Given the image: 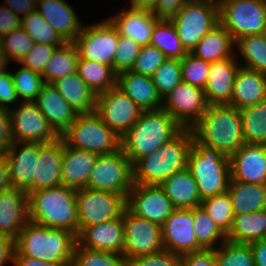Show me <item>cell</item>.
I'll return each mask as SVG.
<instances>
[{"mask_svg":"<svg viewBox=\"0 0 266 266\" xmlns=\"http://www.w3.org/2000/svg\"><path fill=\"white\" fill-rule=\"evenodd\" d=\"M160 97L167 96L181 81V60L167 58L151 76Z\"/></svg>","mask_w":266,"mask_h":266,"instance_id":"7dc6e473","label":"cell"},{"mask_svg":"<svg viewBox=\"0 0 266 266\" xmlns=\"http://www.w3.org/2000/svg\"><path fill=\"white\" fill-rule=\"evenodd\" d=\"M44 143L12 142L4 156L8 167L12 188L29 194L35 191V168L39 158V148Z\"/></svg>","mask_w":266,"mask_h":266,"instance_id":"ac0fdd59","label":"cell"},{"mask_svg":"<svg viewBox=\"0 0 266 266\" xmlns=\"http://www.w3.org/2000/svg\"><path fill=\"white\" fill-rule=\"evenodd\" d=\"M155 0H130L129 7H126L131 10H147L152 11Z\"/></svg>","mask_w":266,"mask_h":266,"instance_id":"003e7915","label":"cell"},{"mask_svg":"<svg viewBox=\"0 0 266 266\" xmlns=\"http://www.w3.org/2000/svg\"><path fill=\"white\" fill-rule=\"evenodd\" d=\"M227 192L234 215L266 209V185L244 183L230 178Z\"/></svg>","mask_w":266,"mask_h":266,"instance_id":"836d02e7","label":"cell"},{"mask_svg":"<svg viewBox=\"0 0 266 266\" xmlns=\"http://www.w3.org/2000/svg\"><path fill=\"white\" fill-rule=\"evenodd\" d=\"M116 87L134 101L142 111L162 108V98L150 76L125 70L117 73Z\"/></svg>","mask_w":266,"mask_h":266,"instance_id":"484cf974","label":"cell"},{"mask_svg":"<svg viewBox=\"0 0 266 266\" xmlns=\"http://www.w3.org/2000/svg\"><path fill=\"white\" fill-rule=\"evenodd\" d=\"M33 39L20 26L0 39V44L7 59L19 63L34 45Z\"/></svg>","mask_w":266,"mask_h":266,"instance_id":"c3c4849f","label":"cell"},{"mask_svg":"<svg viewBox=\"0 0 266 266\" xmlns=\"http://www.w3.org/2000/svg\"><path fill=\"white\" fill-rule=\"evenodd\" d=\"M255 266H266V241L260 240L250 243Z\"/></svg>","mask_w":266,"mask_h":266,"instance_id":"be15d7a7","label":"cell"},{"mask_svg":"<svg viewBox=\"0 0 266 266\" xmlns=\"http://www.w3.org/2000/svg\"><path fill=\"white\" fill-rule=\"evenodd\" d=\"M265 234L266 209L234 215L232 227L226 235V240L239 244H250L262 240Z\"/></svg>","mask_w":266,"mask_h":266,"instance_id":"e575fe53","label":"cell"},{"mask_svg":"<svg viewBox=\"0 0 266 266\" xmlns=\"http://www.w3.org/2000/svg\"><path fill=\"white\" fill-rule=\"evenodd\" d=\"M143 111L117 87L96 96L95 113L120 139L136 123Z\"/></svg>","mask_w":266,"mask_h":266,"instance_id":"9a60e30c","label":"cell"},{"mask_svg":"<svg viewBox=\"0 0 266 266\" xmlns=\"http://www.w3.org/2000/svg\"><path fill=\"white\" fill-rule=\"evenodd\" d=\"M98 154L66 146L63 142L61 184L79 190L86 188Z\"/></svg>","mask_w":266,"mask_h":266,"instance_id":"f1b7e54d","label":"cell"},{"mask_svg":"<svg viewBox=\"0 0 266 266\" xmlns=\"http://www.w3.org/2000/svg\"><path fill=\"white\" fill-rule=\"evenodd\" d=\"M36 10L65 42H74L83 29L80 18L65 0H37Z\"/></svg>","mask_w":266,"mask_h":266,"instance_id":"603a6c76","label":"cell"},{"mask_svg":"<svg viewBox=\"0 0 266 266\" xmlns=\"http://www.w3.org/2000/svg\"><path fill=\"white\" fill-rule=\"evenodd\" d=\"M33 102L59 136L69 128L78 116L76 111L60 95L57 88L50 83L43 85Z\"/></svg>","mask_w":266,"mask_h":266,"instance_id":"d4e9b609","label":"cell"},{"mask_svg":"<svg viewBox=\"0 0 266 266\" xmlns=\"http://www.w3.org/2000/svg\"><path fill=\"white\" fill-rule=\"evenodd\" d=\"M20 26L29 34L35 43L57 46H62L65 43L37 10L21 18Z\"/></svg>","mask_w":266,"mask_h":266,"instance_id":"7bdbcfd3","label":"cell"},{"mask_svg":"<svg viewBox=\"0 0 266 266\" xmlns=\"http://www.w3.org/2000/svg\"><path fill=\"white\" fill-rule=\"evenodd\" d=\"M108 19L116 27L119 35L133 39L140 46L150 45L153 27L159 20L152 11L124 7Z\"/></svg>","mask_w":266,"mask_h":266,"instance_id":"4316f807","label":"cell"},{"mask_svg":"<svg viewBox=\"0 0 266 266\" xmlns=\"http://www.w3.org/2000/svg\"><path fill=\"white\" fill-rule=\"evenodd\" d=\"M76 242V235L71 231L49 228L28 220L14 240L13 256H29L71 266Z\"/></svg>","mask_w":266,"mask_h":266,"instance_id":"6da1fadb","label":"cell"},{"mask_svg":"<svg viewBox=\"0 0 266 266\" xmlns=\"http://www.w3.org/2000/svg\"><path fill=\"white\" fill-rule=\"evenodd\" d=\"M170 21L176 28L182 46L187 52H191L197 43L219 23L218 5L188 0Z\"/></svg>","mask_w":266,"mask_h":266,"instance_id":"30bf717a","label":"cell"},{"mask_svg":"<svg viewBox=\"0 0 266 266\" xmlns=\"http://www.w3.org/2000/svg\"><path fill=\"white\" fill-rule=\"evenodd\" d=\"M12 142L9 112L0 108V155L5 154Z\"/></svg>","mask_w":266,"mask_h":266,"instance_id":"91938a15","label":"cell"},{"mask_svg":"<svg viewBox=\"0 0 266 266\" xmlns=\"http://www.w3.org/2000/svg\"><path fill=\"white\" fill-rule=\"evenodd\" d=\"M182 129L163 108L143 111L136 123L121 138V148L134 164L140 158L157 151Z\"/></svg>","mask_w":266,"mask_h":266,"instance_id":"3957f363","label":"cell"},{"mask_svg":"<svg viewBox=\"0 0 266 266\" xmlns=\"http://www.w3.org/2000/svg\"><path fill=\"white\" fill-rule=\"evenodd\" d=\"M11 188L8 167L4 155H0V192Z\"/></svg>","mask_w":266,"mask_h":266,"instance_id":"03108f58","label":"cell"},{"mask_svg":"<svg viewBox=\"0 0 266 266\" xmlns=\"http://www.w3.org/2000/svg\"><path fill=\"white\" fill-rule=\"evenodd\" d=\"M166 59L157 47L152 45L141 46L131 71L151 77Z\"/></svg>","mask_w":266,"mask_h":266,"instance_id":"f907efd6","label":"cell"},{"mask_svg":"<svg viewBox=\"0 0 266 266\" xmlns=\"http://www.w3.org/2000/svg\"><path fill=\"white\" fill-rule=\"evenodd\" d=\"M78 234L88 226L99 225L122 216L127 207L126 198L91 188L76 190Z\"/></svg>","mask_w":266,"mask_h":266,"instance_id":"8fae6325","label":"cell"},{"mask_svg":"<svg viewBox=\"0 0 266 266\" xmlns=\"http://www.w3.org/2000/svg\"><path fill=\"white\" fill-rule=\"evenodd\" d=\"M187 169L196 180L201 199L227 192L230 158L193 139L187 159Z\"/></svg>","mask_w":266,"mask_h":266,"instance_id":"8992f818","label":"cell"},{"mask_svg":"<svg viewBox=\"0 0 266 266\" xmlns=\"http://www.w3.org/2000/svg\"><path fill=\"white\" fill-rule=\"evenodd\" d=\"M133 185V164L120 148L112 154L97 156L86 188L119 193L127 199Z\"/></svg>","mask_w":266,"mask_h":266,"instance_id":"9c48e42d","label":"cell"},{"mask_svg":"<svg viewBox=\"0 0 266 266\" xmlns=\"http://www.w3.org/2000/svg\"><path fill=\"white\" fill-rule=\"evenodd\" d=\"M183 266H216L215 250H202L182 255Z\"/></svg>","mask_w":266,"mask_h":266,"instance_id":"6f0895ef","label":"cell"},{"mask_svg":"<svg viewBox=\"0 0 266 266\" xmlns=\"http://www.w3.org/2000/svg\"><path fill=\"white\" fill-rule=\"evenodd\" d=\"M14 240L0 233V266L13 264Z\"/></svg>","mask_w":266,"mask_h":266,"instance_id":"6125c7cd","label":"cell"},{"mask_svg":"<svg viewBox=\"0 0 266 266\" xmlns=\"http://www.w3.org/2000/svg\"><path fill=\"white\" fill-rule=\"evenodd\" d=\"M266 100V74L240 66L236 72L230 104L238 110Z\"/></svg>","mask_w":266,"mask_h":266,"instance_id":"83f0119b","label":"cell"},{"mask_svg":"<svg viewBox=\"0 0 266 266\" xmlns=\"http://www.w3.org/2000/svg\"><path fill=\"white\" fill-rule=\"evenodd\" d=\"M235 48V56L243 60L238 59L240 66L266 74V33L241 37L235 41Z\"/></svg>","mask_w":266,"mask_h":266,"instance_id":"8d00e7d4","label":"cell"},{"mask_svg":"<svg viewBox=\"0 0 266 266\" xmlns=\"http://www.w3.org/2000/svg\"><path fill=\"white\" fill-rule=\"evenodd\" d=\"M13 266H61L29 256H13Z\"/></svg>","mask_w":266,"mask_h":266,"instance_id":"e7e4bbea","label":"cell"},{"mask_svg":"<svg viewBox=\"0 0 266 266\" xmlns=\"http://www.w3.org/2000/svg\"><path fill=\"white\" fill-rule=\"evenodd\" d=\"M201 207L207 212L217 227L227 235L232 227L234 218L232 202L228 192L203 199Z\"/></svg>","mask_w":266,"mask_h":266,"instance_id":"b9f144b4","label":"cell"},{"mask_svg":"<svg viewBox=\"0 0 266 266\" xmlns=\"http://www.w3.org/2000/svg\"><path fill=\"white\" fill-rule=\"evenodd\" d=\"M19 102L21 101L13 84L11 69L0 72V108L10 110Z\"/></svg>","mask_w":266,"mask_h":266,"instance_id":"11a10c76","label":"cell"},{"mask_svg":"<svg viewBox=\"0 0 266 266\" xmlns=\"http://www.w3.org/2000/svg\"><path fill=\"white\" fill-rule=\"evenodd\" d=\"M128 266H183L182 255L162 250L155 254L135 257L128 261Z\"/></svg>","mask_w":266,"mask_h":266,"instance_id":"db71d44e","label":"cell"},{"mask_svg":"<svg viewBox=\"0 0 266 266\" xmlns=\"http://www.w3.org/2000/svg\"><path fill=\"white\" fill-rule=\"evenodd\" d=\"M164 250L184 255L204 250L194 231L193 208H176L161 227Z\"/></svg>","mask_w":266,"mask_h":266,"instance_id":"d6986e66","label":"cell"},{"mask_svg":"<svg viewBox=\"0 0 266 266\" xmlns=\"http://www.w3.org/2000/svg\"><path fill=\"white\" fill-rule=\"evenodd\" d=\"M9 66L10 62L0 44V72L7 70Z\"/></svg>","mask_w":266,"mask_h":266,"instance_id":"a7ac6f4b","label":"cell"},{"mask_svg":"<svg viewBox=\"0 0 266 266\" xmlns=\"http://www.w3.org/2000/svg\"><path fill=\"white\" fill-rule=\"evenodd\" d=\"M140 49L141 46L133 39L119 35L118 46L114 55V71L119 73L131 70Z\"/></svg>","mask_w":266,"mask_h":266,"instance_id":"816d5d0a","label":"cell"},{"mask_svg":"<svg viewBox=\"0 0 266 266\" xmlns=\"http://www.w3.org/2000/svg\"><path fill=\"white\" fill-rule=\"evenodd\" d=\"M231 179L266 185V145L244 143L230 157Z\"/></svg>","mask_w":266,"mask_h":266,"instance_id":"ffe728a7","label":"cell"},{"mask_svg":"<svg viewBox=\"0 0 266 266\" xmlns=\"http://www.w3.org/2000/svg\"><path fill=\"white\" fill-rule=\"evenodd\" d=\"M63 140L58 138L39 148L35 168V191L61 185Z\"/></svg>","mask_w":266,"mask_h":266,"instance_id":"f546056e","label":"cell"},{"mask_svg":"<svg viewBox=\"0 0 266 266\" xmlns=\"http://www.w3.org/2000/svg\"><path fill=\"white\" fill-rule=\"evenodd\" d=\"M71 266H128L124 255L81 247H74Z\"/></svg>","mask_w":266,"mask_h":266,"instance_id":"ee69618b","label":"cell"},{"mask_svg":"<svg viewBox=\"0 0 266 266\" xmlns=\"http://www.w3.org/2000/svg\"><path fill=\"white\" fill-rule=\"evenodd\" d=\"M204 89L180 82L162 99V108L172 116L182 128L191 129L208 107Z\"/></svg>","mask_w":266,"mask_h":266,"instance_id":"2e32d148","label":"cell"},{"mask_svg":"<svg viewBox=\"0 0 266 266\" xmlns=\"http://www.w3.org/2000/svg\"><path fill=\"white\" fill-rule=\"evenodd\" d=\"M20 17L13 13L6 5L0 6V39L12 30L20 27Z\"/></svg>","mask_w":266,"mask_h":266,"instance_id":"680465c9","label":"cell"},{"mask_svg":"<svg viewBox=\"0 0 266 266\" xmlns=\"http://www.w3.org/2000/svg\"><path fill=\"white\" fill-rule=\"evenodd\" d=\"M244 143L266 145V100L239 110Z\"/></svg>","mask_w":266,"mask_h":266,"instance_id":"f35d334b","label":"cell"},{"mask_svg":"<svg viewBox=\"0 0 266 266\" xmlns=\"http://www.w3.org/2000/svg\"><path fill=\"white\" fill-rule=\"evenodd\" d=\"M124 256L127 262L141 255L164 250L161 227L133 214L127 207L122 213Z\"/></svg>","mask_w":266,"mask_h":266,"instance_id":"5bb4252c","label":"cell"},{"mask_svg":"<svg viewBox=\"0 0 266 266\" xmlns=\"http://www.w3.org/2000/svg\"><path fill=\"white\" fill-rule=\"evenodd\" d=\"M210 62L196 57L191 52L181 60L182 82L204 89L209 75Z\"/></svg>","mask_w":266,"mask_h":266,"instance_id":"681fc988","label":"cell"},{"mask_svg":"<svg viewBox=\"0 0 266 266\" xmlns=\"http://www.w3.org/2000/svg\"><path fill=\"white\" fill-rule=\"evenodd\" d=\"M28 220L27 192L12 187L0 192V233L15 240Z\"/></svg>","mask_w":266,"mask_h":266,"instance_id":"7402d4cb","label":"cell"},{"mask_svg":"<svg viewBox=\"0 0 266 266\" xmlns=\"http://www.w3.org/2000/svg\"><path fill=\"white\" fill-rule=\"evenodd\" d=\"M219 23L234 41L266 33V0H222L218 5Z\"/></svg>","mask_w":266,"mask_h":266,"instance_id":"ba28073f","label":"cell"},{"mask_svg":"<svg viewBox=\"0 0 266 266\" xmlns=\"http://www.w3.org/2000/svg\"><path fill=\"white\" fill-rule=\"evenodd\" d=\"M8 112L13 142L51 143L60 138L34 102H19Z\"/></svg>","mask_w":266,"mask_h":266,"instance_id":"4fadbf2b","label":"cell"},{"mask_svg":"<svg viewBox=\"0 0 266 266\" xmlns=\"http://www.w3.org/2000/svg\"><path fill=\"white\" fill-rule=\"evenodd\" d=\"M78 60L79 53L74 42H65L62 46H58L42 74L45 83L53 84L61 77L75 73Z\"/></svg>","mask_w":266,"mask_h":266,"instance_id":"74e56055","label":"cell"},{"mask_svg":"<svg viewBox=\"0 0 266 266\" xmlns=\"http://www.w3.org/2000/svg\"><path fill=\"white\" fill-rule=\"evenodd\" d=\"M119 33L109 19L83 26L74 44L80 59L100 62L113 67Z\"/></svg>","mask_w":266,"mask_h":266,"instance_id":"7c38bea8","label":"cell"},{"mask_svg":"<svg viewBox=\"0 0 266 266\" xmlns=\"http://www.w3.org/2000/svg\"><path fill=\"white\" fill-rule=\"evenodd\" d=\"M11 72L15 90L21 102H33L45 84L42 74L20 65Z\"/></svg>","mask_w":266,"mask_h":266,"instance_id":"bcb514c9","label":"cell"},{"mask_svg":"<svg viewBox=\"0 0 266 266\" xmlns=\"http://www.w3.org/2000/svg\"><path fill=\"white\" fill-rule=\"evenodd\" d=\"M66 146L98 155L112 154L121 148V139L95 113L78 114L60 136Z\"/></svg>","mask_w":266,"mask_h":266,"instance_id":"52a82bcc","label":"cell"},{"mask_svg":"<svg viewBox=\"0 0 266 266\" xmlns=\"http://www.w3.org/2000/svg\"><path fill=\"white\" fill-rule=\"evenodd\" d=\"M191 53L210 63L235 57V41L218 23L197 43Z\"/></svg>","mask_w":266,"mask_h":266,"instance_id":"d6a6232c","label":"cell"},{"mask_svg":"<svg viewBox=\"0 0 266 266\" xmlns=\"http://www.w3.org/2000/svg\"><path fill=\"white\" fill-rule=\"evenodd\" d=\"M57 45L34 43L31 50L17 63L30 70L43 74L46 64L55 52Z\"/></svg>","mask_w":266,"mask_h":266,"instance_id":"f5cc1de1","label":"cell"},{"mask_svg":"<svg viewBox=\"0 0 266 266\" xmlns=\"http://www.w3.org/2000/svg\"><path fill=\"white\" fill-rule=\"evenodd\" d=\"M150 45L157 47L166 58L182 60L188 53L178 38L170 20L159 19L152 30Z\"/></svg>","mask_w":266,"mask_h":266,"instance_id":"ab89813d","label":"cell"},{"mask_svg":"<svg viewBox=\"0 0 266 266\" xmlns=\"http://www.w3.org/2000/svg\"><path fill=\"white\" fill-rule=\"evenodd\" d=\"M188 0H155L152 13L158 19L170 20Z\"/></svg>","mask_w":266,"mask_h":266,"instance_id":"9f6ffc18","label":"cell"},{"mask_svg":"<svg viewBox=\"0 0 266 266\" xmlns=\"http://www.w3.org/2000/svg\"><path fill=\"white\" fill-rule=\"evenodd\" d=\"M29 220L78 235L76 190L58 185L28 194Z\"/></svg>","mask_w":266,"mask_h":266,"instance_id":"277c9868","label":"cell"},{"mask_svg":"<svg viewBox=\"0 0 266 266\" xmlns=\"http://www.w3.org/2000/svg\"><path fill=\"white\" fill-rule=\"evenodd\" d=\"M193 220L197 242L204 250H215L226 240V235L201 205L193 208Z\"/></svg>","mask_w":266,"mask_h":266,"instance_id":"60d3db41","label":"cell"},{"mask_svg":"<svg viewBox=\"0 0 266 266\" xmlns=\"http://www.w3.org/2000/svg\"><path fill=\"white\" fill-rule=\"evenodd\" d=\"M76 239L81 247L124 255L122 216L99 225L85 227Z\"/></svg>","mask_w":266,"mask_h":266,"instance_id":"44dd1931","label":"cell"},{"mask_svg":"<svg viewBox=\"0 0 266 266\" xmlns=\"http://www.w3.org/2000/svg\"><path fill=\"white\" fill-rule=\"evenodd\" d=\"M160 186L175 208H195L201 205L196 180L186 168L167 177Z\"/></svg>","mask_w":266,"mask_h":266,"instance_id":"1f68e13d","label":"cell"},{"mask_svg":"<svg viewBox=\"0 0 266 266\" xmlns=\"http://www.w3.org/2000/svg\"><path fill=\"white\" fill-rule=\"evenodd\" d=\"M193 139L191 129L183 128L157 151L137 160L133 164L134 184L160 185L173 173L186 169Z\"/></svg>","mask_w":266,"mask_h":266,"instance_id":"5b68a950","label":"cell"},{"mask_svg":"<svg viewBox=\"0 0 266 266\" xmlns=\"http://www.w3.org/2000/svg\"><path fill=\"white\" fill-rule=\"evenodd\" d=\"M4 4L21 19L36 10L37 0H4Z\"/></svg>","mask_w":266,"mask_h":266,"instance_id":"94428289","label":"cell"},{"mask_svg":"<svg viewBox=\"0 0 266 266\" xmlns=\"http://www.w3.org/2000/svg\"><path fill=\"white\" fill-rule=\"evenodd\" d=\"M239 67L240 62L236 56L210 63L204 88L209 105L230 104L234 78Z\"/></svg>","mask_w":266,"mask_h":266,"instance_id":"cb8c5ba5","label":"cell"},{"mask_svg":"<svg viewBox=\"0 0 266 266\" xmlns=\"http://www.w3.org/2000/svg\"><path fill=\"white\" fill-rule=\"evenodd\" d=\"M76 72L96 95L116 87L117 73L110 65L79 58Z\"/></svg>","mask_w":266,"mask_h":266,"instance_id":"d590c367","label":"cell"},{"mask_svg":"<svg viewBox=\"0 0 266 266\" xmlns=\"http://www.w3.org/2000/svg\"><path fill=\"white\" fill-rule=\"evenodd\" d=\"M53 85L77 114L95 112L97 95L86 85L77 72L61 77Z\"/></svg>","mask_w":266,"mask_h":266,"instance_id":"4dcf8cb0","label":"cell"},{"mask_svg":"<svg viewBox=\"0 0 266 266\" xmlns=\"http://www.w3.org/2000/svg\"><path fill=\"white\" fill-rule=\"evenodd\" d=\"M126 202L133 214L160 227L176 209L160 185L134 184Z\"/></svg>","mask_w":266,"mask_h":266,"instance_id":"e0dca14e","label":"cell"},{"mask_svg":"<svg viewBox=\"0 0 266 266\" xmlns=\"http://www.w3.org/2000/svg\"><path fill=\"white\" fill-rule=\"evenodd\" d=\"M191 131L197 142L227 157L244 144L239 110L229 104L208 105Z\"/></svg>","mask_w":266,"mask_h":266,"instance_id":"7a4b0ae2","label":"cell"},{"mask_svg":"<svg viewBox=\"0 0 266 266\" xmlns=\"http://www.w3.org/2000/svg\"><path fill=\"white\" fill-rule=\"evenodd\" d=\"M216 266H255L250 244L225 240L215 249Z\"/></svg>","mask_w":266,"mask_h":266,"instance_id":"f6af8a7d","label":"cell"}]
</instances>
